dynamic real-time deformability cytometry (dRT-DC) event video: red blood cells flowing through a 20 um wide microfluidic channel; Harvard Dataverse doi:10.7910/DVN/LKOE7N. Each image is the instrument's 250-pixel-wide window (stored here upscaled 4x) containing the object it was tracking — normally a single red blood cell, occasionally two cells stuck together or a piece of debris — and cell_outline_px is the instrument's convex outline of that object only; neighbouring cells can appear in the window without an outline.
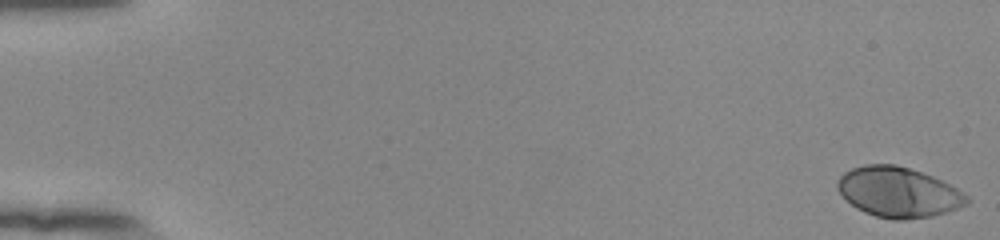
{"species": "human", "species_latin": "Homo sapiens", "temperature_condition": "room temperature", "stored_images_in_passage": 54, "camera_frame_rate_fps": 3000, "um_per_image_px": 0.085, "donor": {"sex": "female"}, "frame": {"image": 1, "passage_image": 1, "time_ms": 0.0, "image_size_px": [1000, 240], "cell_outline_px": [[968, 204], [932, 216], [904, 220], [892, 220], [876, 216], [864, 212], [856, 208], [836, 188], [836, 180], [844, 172], [852, 168], [864, 164], [896, 164], [932, 176], [956, 188], [968, 196]], "centroid_in_image_um": [76.32, 16.33], "position_along_channel_um": 8.7, "area_um2": 37.57}}
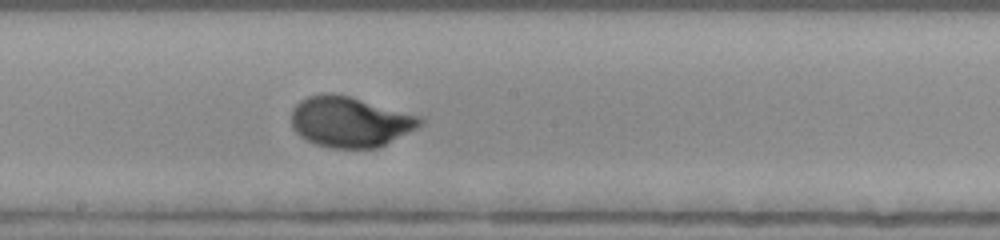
{"frame": {"image": 2, "passage_image": 31, "time_ms": 10.0, "image_size_px": [1000, 240], "cell_outline_px": [[424, 124], [376, 148], [332, 148], [316, 144], [300, 136], [292, 128], [292, 108], [300, 100], [308, 96], [324, 92], [332, 92], [348, 96], [424, 116]], "centroid_in_image_um": [29.75, 10.33], "position_along_channel_um": 218.4, "area_um2": 37.97}}
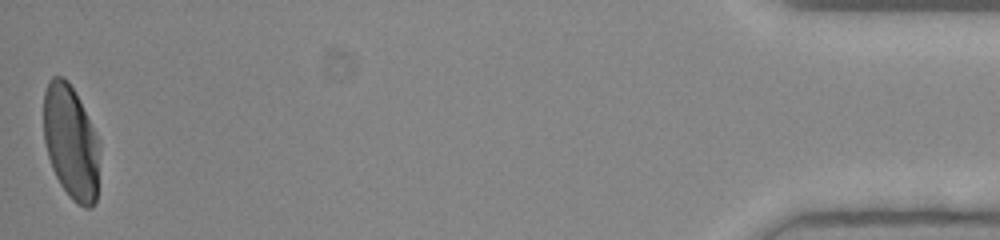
{"frame": {"image": 3, "passage_image": 54, "time_ms": 17.667, "image_size_px": [1000, 240], "cell_outline_px": [[100, 148], [96, 200], [92, 208], [84, 208], [76, 204], [68, 196], [60, 184], [52, 168], [48, 156], [44, 140], [44, 92], [48, 80], [52, 76], [64, 76], [68, 80], [100, 140]], "centroid_in_image_um": [6.03, 12.11], "position_along_channel_um": 429.2, "area_um2": 37.51}, "authors_computed_cell_mechanics": {"area_um2": 36.9053, "velocity_mm_per_s": 3.873, "shape_relaxation_time_tau1_ms": 3.0496, "shape_relaxation_time_tau2_ms": null, "deformation_change_tau1": 0.199, "deformation_change_tau2": null}}